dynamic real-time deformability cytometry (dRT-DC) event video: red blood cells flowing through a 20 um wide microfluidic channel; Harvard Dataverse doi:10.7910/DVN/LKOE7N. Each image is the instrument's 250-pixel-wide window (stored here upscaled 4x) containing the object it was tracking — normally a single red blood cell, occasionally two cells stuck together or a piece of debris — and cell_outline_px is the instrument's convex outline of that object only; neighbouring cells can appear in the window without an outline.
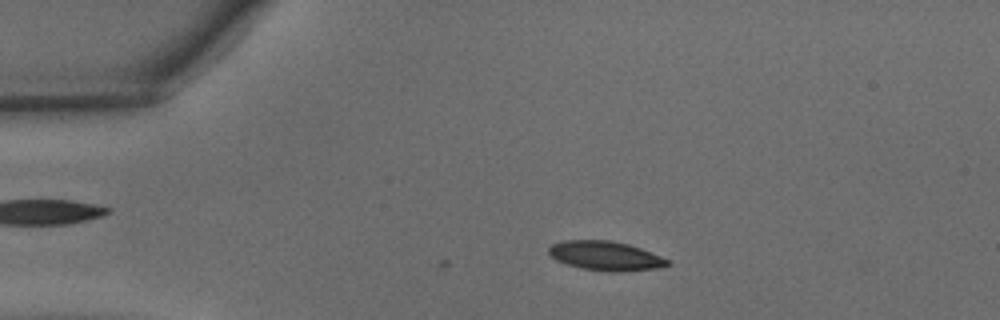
{"species": "common noctule bat (a hibernating species)", "species_latin": "Nyctalus noctula", "temperature_condition": "warm", "stored_images_in_passage": 4, "camera_frame_rate_fps": 3000, "um_per_image_px": 0.085, "animal": {"sex": "male", "body_mass_g": 15.6}, "frame": {"image": 1, "passage_image": 4, "time_ms": 1.0, "image_size_px": [1000, 320], "cell_outline_px": [[672, 264], [664, 268], [620, 272], [608, 272], [580, 268], [564, 264], [556, 260], [548, 252], [548, 248], [552, 244], [564, 240], [612, 240], [628, 244], [640, 248], [660, 256], [668, 260]], "centroid_in_image_um": [51.48, 21.76], "position_along_channel_um": 33.5, "area_um2": 20.58}}